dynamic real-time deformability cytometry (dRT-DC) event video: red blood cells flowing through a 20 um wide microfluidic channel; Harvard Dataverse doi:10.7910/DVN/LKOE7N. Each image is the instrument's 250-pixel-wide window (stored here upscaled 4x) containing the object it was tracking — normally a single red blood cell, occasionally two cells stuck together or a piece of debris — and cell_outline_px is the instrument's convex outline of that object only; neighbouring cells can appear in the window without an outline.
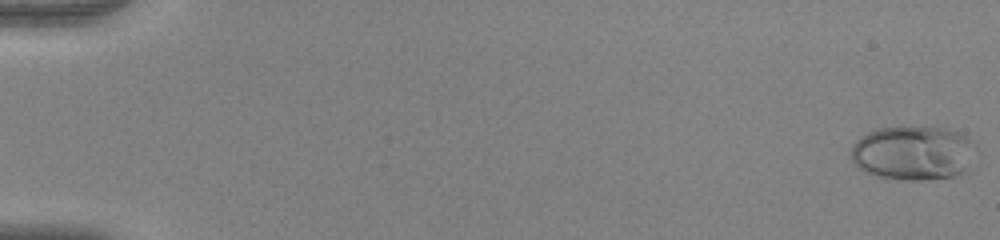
{"species": "human", "species_latin": "Homo sapiens", "temperature_condition": "warm", "stored_images_in_passage": 54, "camera_frame_rate_fps": 3000, "um_per_image_px": 0.085, "donor": {"sex": "female"}, "frame": {"image": 1, "passage_image": 1, "time_ms": 0.0, "image_size_px": [1000, 240], "cell_outline_px": [[976, 148], [964, 172], [956, 176], [920, 180], [908, 180], [872, 176], [864, 172], [852, 160], [852, 144], [856, 140], [868, 132], [880, 128], [948, 128], [960, 132], [968, 136], [976, 144]], "centroid_in_image_um": [77.63, 13.01], "position_along_channel_um": 7.4, "area_um2": 39.42}}
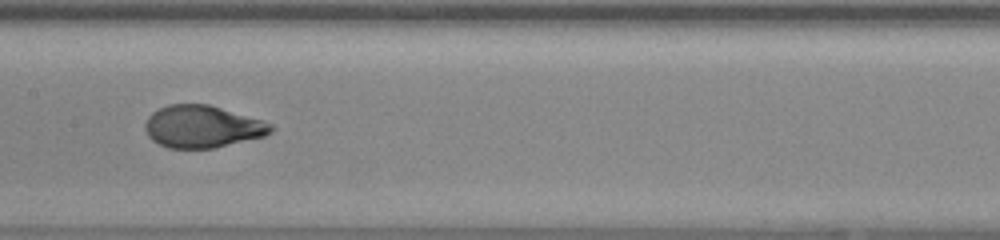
{"frame": {"image": 2, "passage_image": 29, "time_ms": 9.333, "image_size_px": [1000, 240], "cell_outline_px": [[276, 128], [272, 132], [264, 136], [212, 148], [168, 148], [152, 140], [148, 136], [144, 128], [144, 124], [148, 116], [152, 112], [168, 104], [208, 104], [264, 120], [272, 124]], "centroid_in_image_um": [17.2, 10.75], "position_along_channel_um": 190.2, "area_um2": 31.04}}
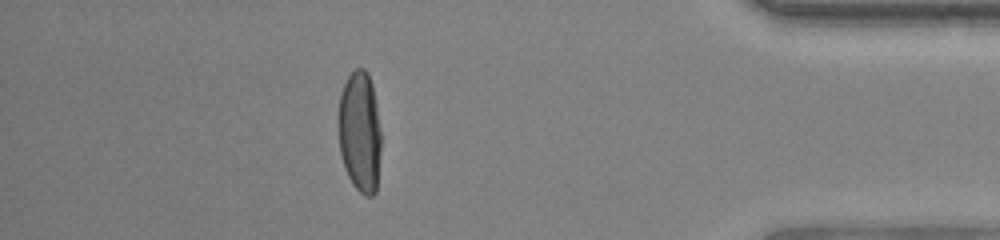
{"frame": {"image": 3, "passage_image": 48, "time_ms": 15.667, "image_size_px": [1000, 240], "cell_outline_px": [[380, 156], [376, 192], [372, 196], [364, 196], [352, 184], [344, 168], [340, 152], [340, 92], [348, 76], [356, 68], [364, 68], [368, 72], [372, 84], [376, 104], [380, 132]], "centroid_in_image_um": [30.6, 11.23], "position_along_channel_um": 404.6, "area_um2": 29.88}, "authors_computed_cell_mechanics": {"area_um2": 31.5877, "velocity_mm_per_s": 3.9491, "shape_relaxation_time_tau1_ms": 5.7833, "shape_relaxation_time_tau2_ms": null, "deformation_change_tau1": 0.2801, "deformation_change_tau2": null}}